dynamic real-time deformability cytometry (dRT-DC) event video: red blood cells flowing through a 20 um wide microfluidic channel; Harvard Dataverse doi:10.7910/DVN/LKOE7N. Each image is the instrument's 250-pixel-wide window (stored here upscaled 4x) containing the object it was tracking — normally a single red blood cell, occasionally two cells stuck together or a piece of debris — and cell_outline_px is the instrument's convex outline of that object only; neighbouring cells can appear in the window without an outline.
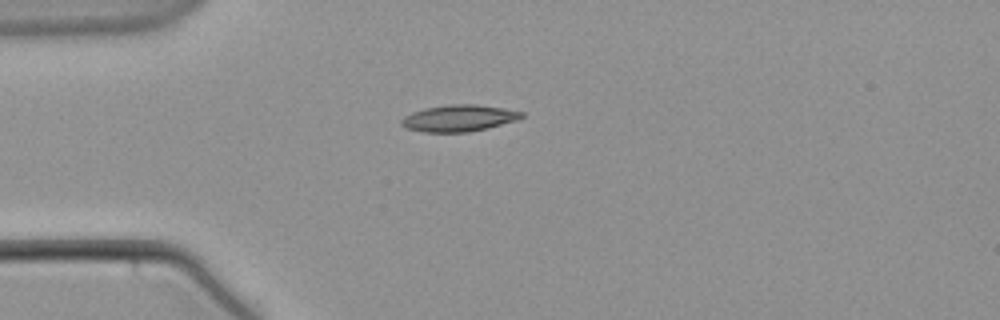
{"species": "common noctule bat (a hibernating species)", "species_latin": "Nyctalus noctula", "temperature_condition": "warm", "stored_images_in_passage": 36, "camera_frame_rate_fps": 3000, "um_per_image_px": 0.085, "animal": {"sex": "male", "body_mass_g": 21.5, "forearm_length_mm": 52.0}, "frame": {"image": 1, "passage_image": 1, "time_ms": 0.0, "image_size_px": [1000, 320], "cell_outline_px": [[524, 116], [516, 120], [488, 128], [468, 132], [424, 132], [408, 128], [400, 124], [400, 120], [404, 116], [412, 112], [424, 108], [448, 104], [476, 104], [504, 108], [524, 112]], "centroid_in_image_um": [39.0, 10.03], "position_along_channel_um": 46.0, "area_um2": 18.67}}
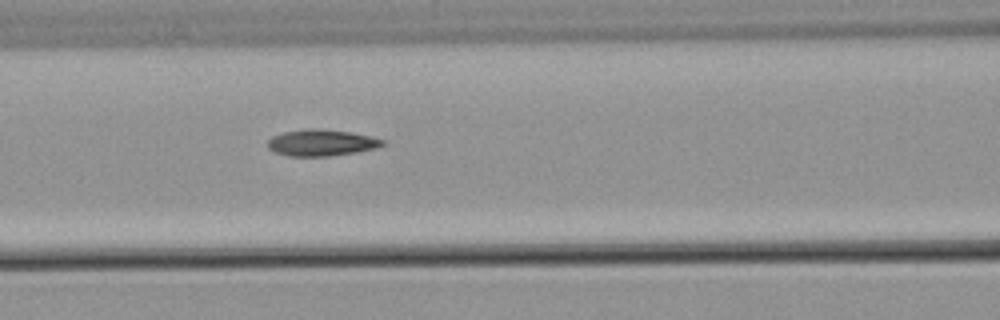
{"frame": {"image": 2, "passage_image": 10, "time_ms": 3.0, "image_size_px": [1000, 320], "cell_outline_px": [[388, 144], [376, 148], [356, 152], [328, 156], [288, 156], [276, 152], [268, 148], [268, 140], [272, 136], [284, 132], [308, 128], [316, 128], [348, 132], [372, 136], [384, 140]], "centroid_in_image_um": [27.35, 12.13], "position_along_channel_um": 139.3, "area_um2": 17.69}}
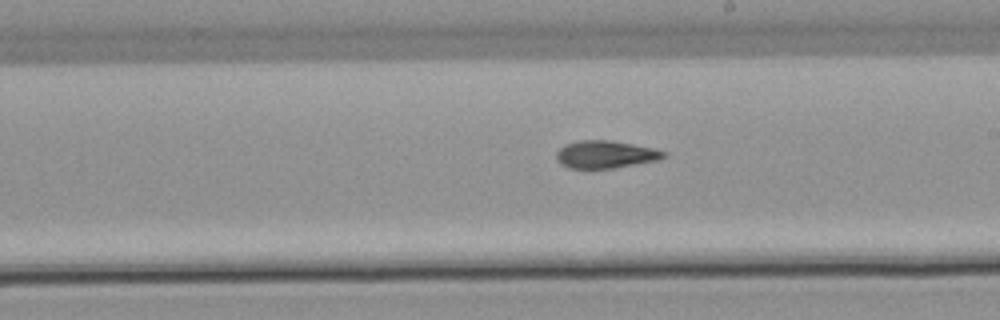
{"frame": {"image": 3, "passage_image": 18, "time_ms": 5.667, "image_size_px": [1000, 320], "cell_outline_px": [[668, 156], [656, 160], [612, 168], [568, 168], [560, 164], [556, 156], [556, 152], [564, 144], [580, 140], [612, 140], [652, 148], [668, 152]], "centroid_in_image_um": [51.45, 13.11], "position_along_channel_um": 237.6, "area_um2": 17.17}}